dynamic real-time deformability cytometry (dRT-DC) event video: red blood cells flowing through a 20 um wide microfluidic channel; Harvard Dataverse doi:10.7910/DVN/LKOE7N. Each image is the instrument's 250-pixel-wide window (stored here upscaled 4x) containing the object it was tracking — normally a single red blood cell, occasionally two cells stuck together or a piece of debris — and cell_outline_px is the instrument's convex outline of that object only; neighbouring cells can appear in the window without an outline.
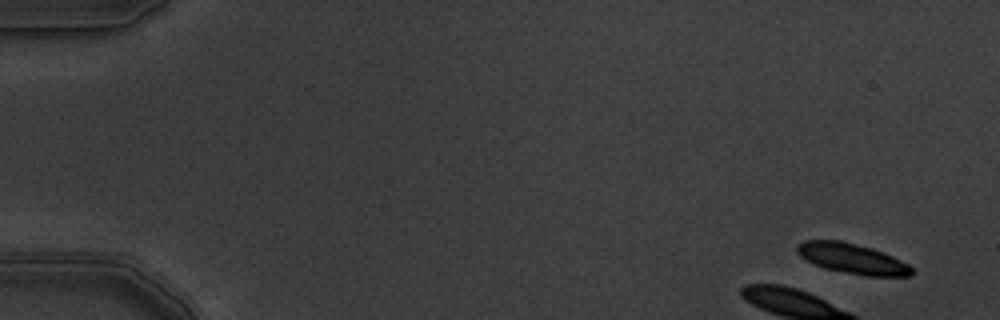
{"species": "common noctule bat (a hibernating species)", "species_latin": "Nyctalus noctula", "temperature_condition": "warm", "stored_images_in_passage": 9, "camera_frame_rate_fps": 3000, "um_per_image_px": 0.085, "animal": {"sex": "male", "body_mass_g": 19.5, "forearm_length_mm": 54.6}, "frame": {"image": 1, "passage_image": 1, "time_ms": 0.0, "image_size_px": [1000, 320], "cell_outline_px": [[912, 272], [908, 276], [864, 276], [824, 268], [800, 256], [796, 252], [796, 244], [804, 240], [840, 240], [872, 248], [892, 256], [908, 264], [912, 268]], "centroid_in_image_um": [72.41, 21.97], "position_along_channel_um": 12.6, "area_um2": 20.06}}
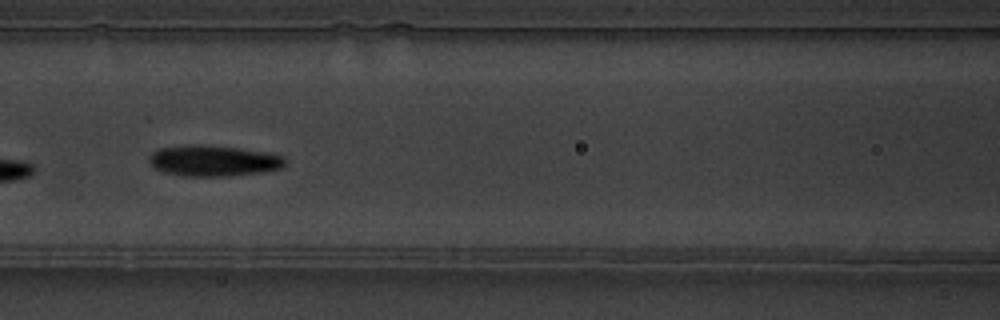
{"frame": {"image": 2, "passage_image": 8, "time_ms": 2.333, "image_size_px": [1000, 320], "cell_outline_px": [[288, 160], [280, 168], [260, 172], [228, 176], [180, 176], [164, 172], [156, 168], [148, 160], [148, 156], [152, 152], [160, 148], [192, 144], [200, 144], [236, 148], [264, 152], [284, 156]], "centroid_in_image_um": [18.12, 13.66], "position_along_channel_um": 148.5, "area_um2": 24.39}}